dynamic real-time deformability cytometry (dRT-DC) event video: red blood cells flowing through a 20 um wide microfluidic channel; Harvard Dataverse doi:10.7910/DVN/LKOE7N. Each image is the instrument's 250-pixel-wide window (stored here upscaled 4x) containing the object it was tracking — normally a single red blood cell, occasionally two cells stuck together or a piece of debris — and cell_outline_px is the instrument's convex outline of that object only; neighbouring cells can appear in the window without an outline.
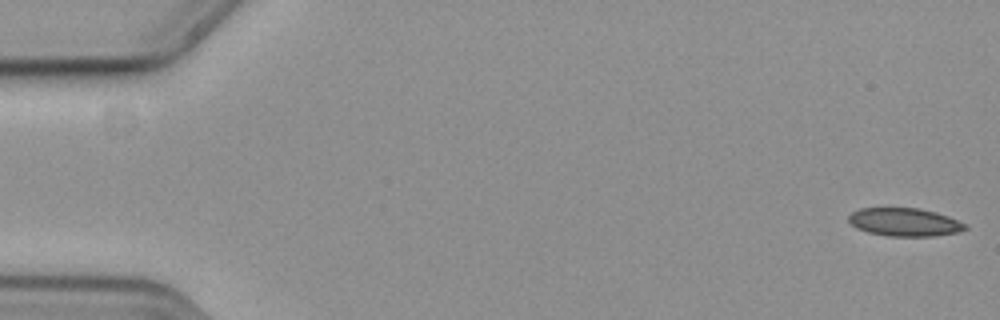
{"species": "common noctule bat (a hibernating species)", "species_latin": "Nyctalus noctula", "temperature_condition": "cold", "stored_images_in_passage": 56, "camera_frame_rate_fps": 3000, "um_per_image_px": 0.085, "animal": {"sex": "female", "body_mass_g": 19.3, "forearm_length_mm": 54.1}, "frame": {"image": 1, "passage_image": 1, "time_ms": 0.0, "image_size_px": [1000, 320], "cell_outline_px": [[968, 228], [960, 232], [936, 236], [888, 236], [868, 232], [856, 228], [848, 220], [848, 216], [852, 212], [860, 208], [920, 208], [936, 212], [948, 216], [968, 224]], "centroid_in_image_um": [76.93, 18.88], "position_along_channel_um": 8.1, "area_um2": 19.31}}
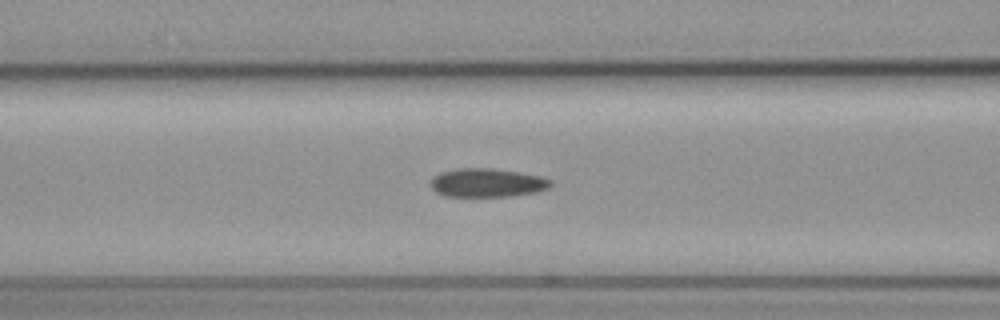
{"frame": {"image": 2, "passage_image": 23, "time_ms": 7.333, "image_size_px": [1000, 320], "cell_outline_px": [[552, 184], [548, 188], [536, 192], [512, 196], [444, 196], [436, 192], [432, 188], [432, 180], [440, 172], [460, 168], [488, 168], [520, 172], [540, 176], [552, 180]], "centroid_in_image_um": [41.44, 15.53], "position_along_channel_um": 125.2, "area_um2": 19.88}}
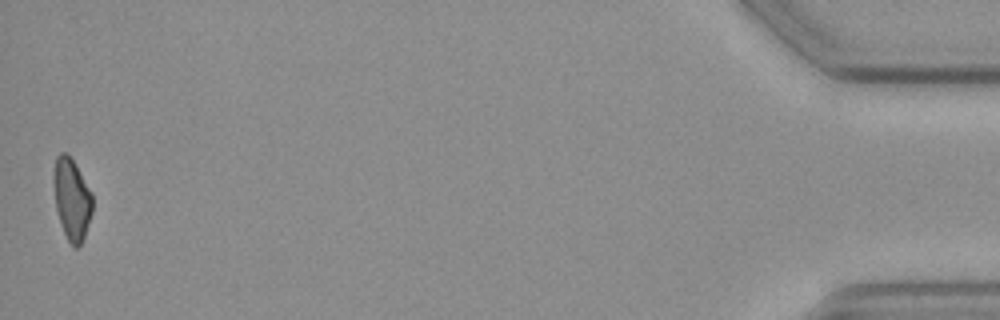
{"frame": {"image": 3, "passage_image": 56, "time_ms": 18.333, "image_size_px": [1000, 320], "cell_outline_px": [[92, 212], [84, 236], [80, 244], [76, 248], [72, 248], [64, 232], [56, 208], [56, 156], [60, 152], [68, 152], [92, 192]], "centroid_in_image_um": [6.15, 16.94], "position_along_channel_um": 429.1, "area_um2": 17.69}}